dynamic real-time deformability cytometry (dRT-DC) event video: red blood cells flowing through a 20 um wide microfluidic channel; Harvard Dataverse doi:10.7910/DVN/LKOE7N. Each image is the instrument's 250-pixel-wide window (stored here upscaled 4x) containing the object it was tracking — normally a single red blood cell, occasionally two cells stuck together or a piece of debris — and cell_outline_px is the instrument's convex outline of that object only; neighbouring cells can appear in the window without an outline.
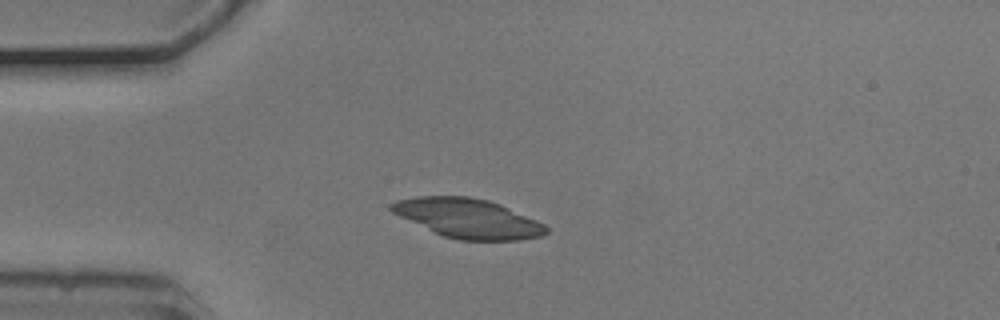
{"species": "common noctule bat (a hibernating species)", "species_latin": "Nyctalus noctula", "temperature_condition": "cold", "stored_images_in_passage": 4, "camera_frame_rate_fps": 3000, "um_per_image_px": 0.085, "animal": {"sex": "male", "body_mass_g": 20.5, "forearm_length_mm": 52.5}, "frame": {"image": 1, "passage_image": 4, "time_ms": 1.0, "image_size_px": [1000, 320], "cell_outline_px": [[548, 232], [544, 236], [520, 240], [460, 240], [444, 236], [400, 216], [392, 212], [388, 208], [388, 204], [396, 200], [416, 196], [468, 196], [488, 200], [500, 204], [536, 220], [544, 224], [548, 228]], "centroid_in_image_um": [39.79, 18.55], "position_along_channel_um": 45.2, "area_um2": 35.32}}